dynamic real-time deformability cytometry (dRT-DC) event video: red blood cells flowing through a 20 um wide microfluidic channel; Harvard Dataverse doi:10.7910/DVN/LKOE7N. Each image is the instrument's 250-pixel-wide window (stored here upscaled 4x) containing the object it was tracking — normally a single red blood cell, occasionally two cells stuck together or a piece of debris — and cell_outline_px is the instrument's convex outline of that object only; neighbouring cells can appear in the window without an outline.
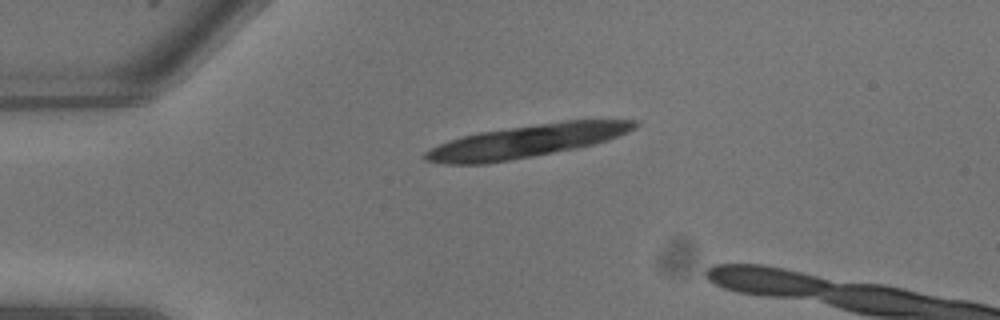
{"species": "common noctule bat (a hibernating species)", "species_latin": "Nyctalus noctula", "temperature_condition": "warm", "stored_images_in_passage": 5, "camera_frame_rate_fps": 3000, "um_per_image_px": 0.085, "animal": {"sex": "male", "body_mass_g": 13.3}, "frame": {"image": 1, "passage_image": 1, "time_ms": 0.0, "image_size_px": [1000, 320], "cell_outline_px": [[640, 124], [636, 128], [628, 132], [608, 140], [576, 148], [532, 156], [484, 164], [444, 164], [424, 160], [424, 152], [448, 140], [480, 132], [564, 120], [640, 120]], "centroid_in_image_um": [44.78, 11.99], "position_along_channel_um": 40.2, "area_um2": 39.59}}